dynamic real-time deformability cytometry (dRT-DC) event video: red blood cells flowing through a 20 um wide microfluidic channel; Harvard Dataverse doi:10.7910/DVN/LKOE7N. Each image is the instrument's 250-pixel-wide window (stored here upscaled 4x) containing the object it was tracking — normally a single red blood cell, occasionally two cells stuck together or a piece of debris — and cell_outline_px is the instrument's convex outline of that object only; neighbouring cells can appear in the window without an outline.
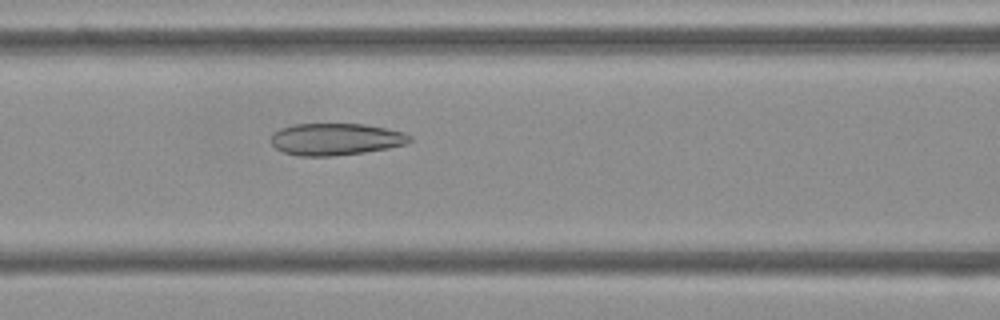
{"species": "Egyptian fruit bat (a non-hibernating species)", "species_latin": "Rousettus aegyptiacus", "temperature_condition": "cold", "stored_images_in_passage": 53, "camera_frame_rate_fps": 3000, "um_per_image_px": 0.085, "frame": {"image": 1, "passage_image": 22, "time_ms": 7.0, "image_size_px": [1000, 320], "cell_outline_px": [[412, 140], [408, 144], [388, 148], [364, 152], [332, 156], [300, 156], [284, 152], [276, 148], [272, 144], [272, 132], [280, 128], [292, 124], [364, 124], [388, 128], [404, 132], [412, 136]], "centroid_in_image_um": [28.57, 11.82], "position_along_channel_um": 138.0, "area_um2": 26.01}}
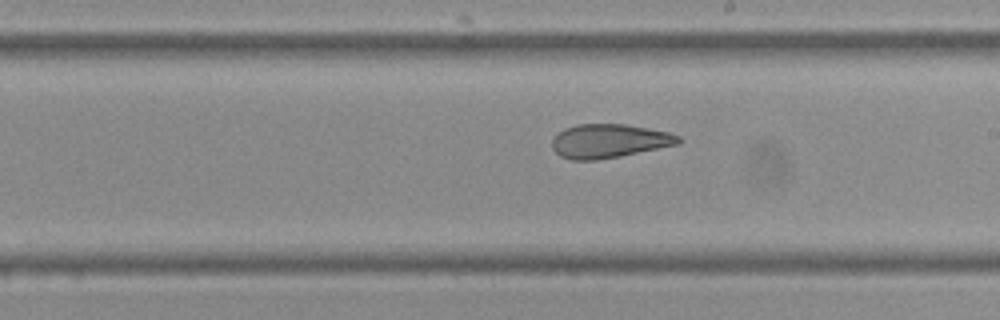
{"frame": {"image": 2, "passage_image": 30, "time_ms": 9.667, "image_size_px": [1000, 320], "cell_outline_px": [[680, 144], [620, 156], [596, 160], [572, 160], [560, 156], [552, 148], [552, 140], [564, 128], [576, 124], [624, 124], [648, 128], [668, 132], [680, 136]], "centroid_in_image_um": [51.77, 11.98], "position_along_channel_um": 237.2, "area_um2": 24.85}}
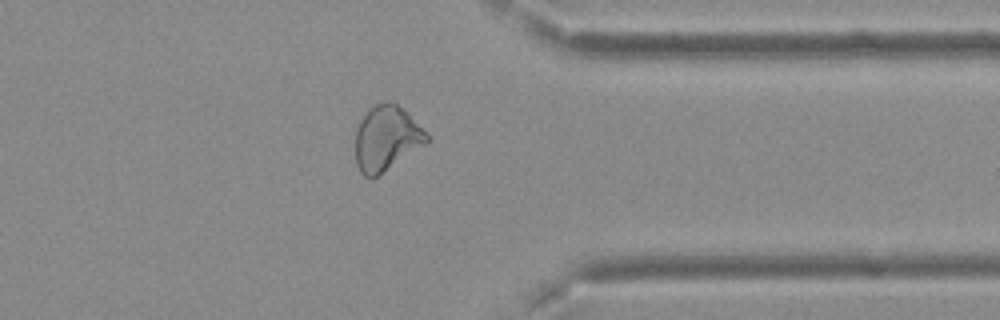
{"frame": {"image": 3, "passage_image": 42, "time_ms": 13.667, "image_size_px": [1000, 320], "cell_outline_px": [[428, 144], [376, 176], [364, 176], [360, 172], [356, 164], [356, 128], [360, 120], [376, 104], [396, 104], [428, 136]], "centroid_in_image_um": [32.82, 11.82], "position_along_channel_um": 378.6, "area_um2": 25.95}, "authors_computed_cell_mechanics": {"area_um2": 28.5532, "velocity_mm_per_s": 3.7226, "shape_relaxation_time_tau1_ms": null, "shape_relaxation_time_tau2_ms": 2.2071, "deformation_change_tau1": null, "deformation_change_tau2": 0.099}}